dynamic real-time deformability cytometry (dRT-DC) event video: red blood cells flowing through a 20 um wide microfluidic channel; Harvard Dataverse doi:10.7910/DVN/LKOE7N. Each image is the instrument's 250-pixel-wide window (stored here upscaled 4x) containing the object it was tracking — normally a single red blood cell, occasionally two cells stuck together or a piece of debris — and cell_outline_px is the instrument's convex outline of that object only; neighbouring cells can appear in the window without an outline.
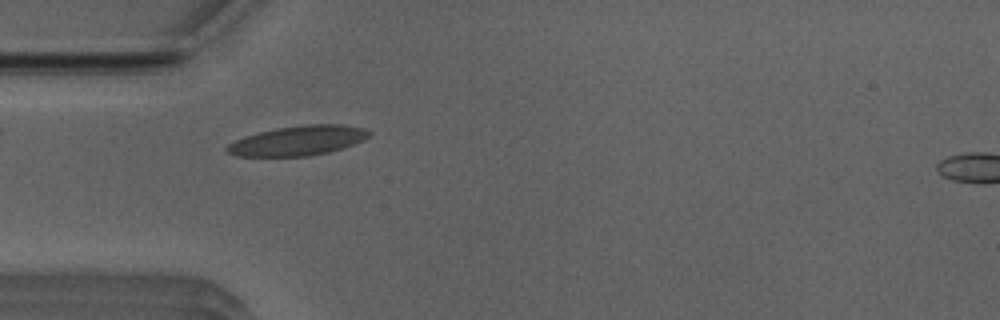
{"species": "Egyptian fruit bat (a non-hibernating species)", "species_latin": "Rousettus aegyptiacus", "temperature_condition": "room temperature", "stored_images_in_passage": 38, "camera_frame_rate_fps": 3000, "um_per_image_px": 0.085, "animal": {"sex": "male"}, "frame": {"image": 1, "passage_image": 1, "time_ms": 0.0, "image_size_px": [1000, 320], "cell_outline_px": [[372, 132], [364, 140], [328, 152], [308, 156], [236, 156], [228, 152], [224, 148], [228, 144], [244, 136], [276, 128], [304, 124], [340, 124], [364, 128]], "centroid_in_image_um": [25.31, 11.94], "position_along_channel_um": 59.7, "area_um2": 24.45}}
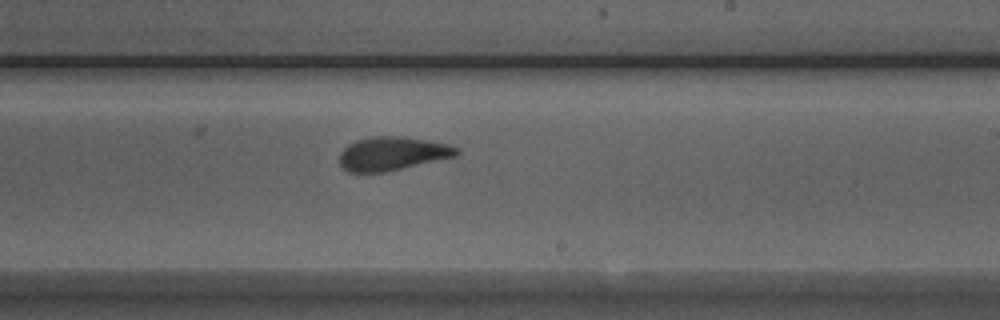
{"frame": {"image": 2, "passage_image": 16, "time_ms": 5.0, "image_size_px": [1000, 320], "cell_outline_px": [[460, 152], [456, 156], [384, 172], [348, 172], [340, 164], [340, 152], [348, 144], [356, 140], [376, 136], [400, 136], [452, 144], [460, 148]], "centroid_in_image_um": [33.38, 13.04], "position_along_channel_um": 255.6, "area_um2": 22.89}}
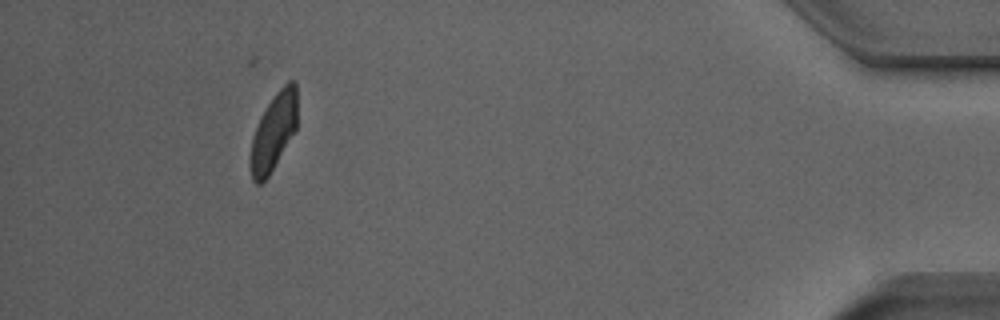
{"frame": {"image": 3, "passage_image": 33, "time_ms": 10.667, "image_size_px": [1000, 320], "cell_outline_px": [[296, 128], [268, 176], [260, 184], [256, 184], [252, 180], [248, 164], [248, 160], [252, 140], [260, 116], [276, 92], [288, 80], [296, 80]], "centroid_in_image_um": [23.22, 11.22], "position_along_channel_um": 412.0, "area_um2": 20.87}, "authors_computed_cell_mechanics": {"area_um2": 22.6576, "velocity_mm_per_s": 3.9549, "shape_relaxation_time_tau1_ms": 5.3965, "shape_relaxation_time_tau2_ms": 1.7077, "deformation_change_tau1": 0.1752, "deformation_change_tau2": 0.0688}}